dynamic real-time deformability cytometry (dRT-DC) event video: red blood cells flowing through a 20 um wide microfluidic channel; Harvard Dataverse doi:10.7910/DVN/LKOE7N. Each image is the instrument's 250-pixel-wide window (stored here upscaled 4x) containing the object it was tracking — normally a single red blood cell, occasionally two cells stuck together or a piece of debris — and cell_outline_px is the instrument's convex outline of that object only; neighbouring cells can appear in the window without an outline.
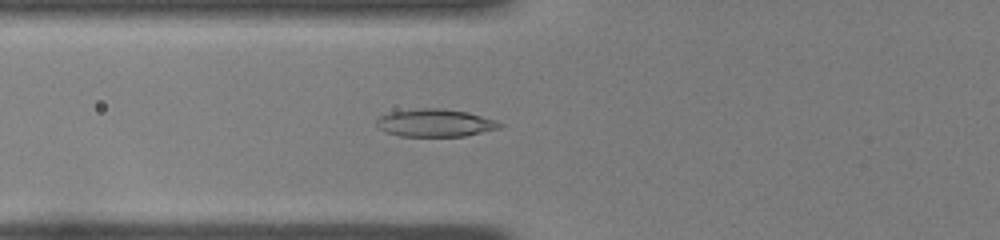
{"species": "common noctule bat (a hibernating species)", "species_latin": "Nyctalus noctula", "temperature_condition": "room temperature", "stored_images_in_passage": 36, "camera_frame_rate_fps": 3000, "um_per_image_px": 0.085, "animal": {"sex": "female", "body_mass_g": 22.0, "forearm_length_mm": 56.7}, "frame": {"image": 1, "passage_image": 6, "time_ms": 1.667, "image_size_px": [1000, 240], "cell_outline_px": [[484, 128], [476, 132], [460, 136], [412, 136], [392, 116], [400, 112], [460, 112], [476, 116], [484, 120]], "centroid_in_image_um": [37.34, 10.5], "position_along_channel_um": 88.5, "area_um2": 13.24}}
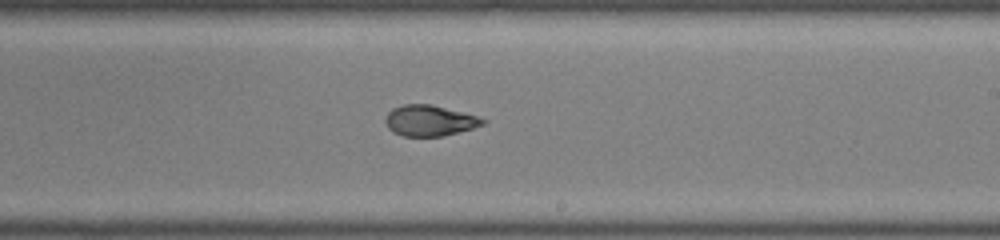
{"frame": {"image": 2, "passage_image": 18, "time_ms": 5.667, "image_size_px": [1000, 240], "cell_outline_px": [[480, 124], [468, 128], [436, 136], [408, 136], [396, 132], [388, 124], [388, 116], [396, 108], [412, 104], [424, 104], [472, 116], [480, 120]], "centroid_in_image_um": [36.42, 10.26], "position_along_channel_um": 252.6, "area_um2": 15.26}}
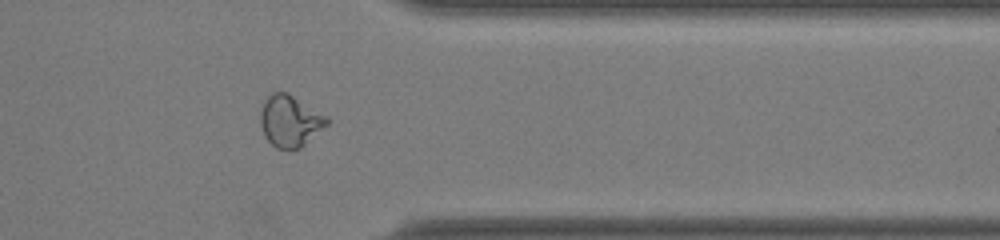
{"frame": {"image": 3, "passage_image": 28, "time_ms": 9.0, "image_size_px": [1000, 240], "cell_outline_px": [[328, 120], [324, 124], [296, 148], [280, 148], [268, 136], [264, 128], [264, 108], [268, 100], [272, 96], [288, 96]], "centroid_in_image_um": [24.65, 10.35], "position_along_channel_um": 386.8, "area_um2": 16.13}}